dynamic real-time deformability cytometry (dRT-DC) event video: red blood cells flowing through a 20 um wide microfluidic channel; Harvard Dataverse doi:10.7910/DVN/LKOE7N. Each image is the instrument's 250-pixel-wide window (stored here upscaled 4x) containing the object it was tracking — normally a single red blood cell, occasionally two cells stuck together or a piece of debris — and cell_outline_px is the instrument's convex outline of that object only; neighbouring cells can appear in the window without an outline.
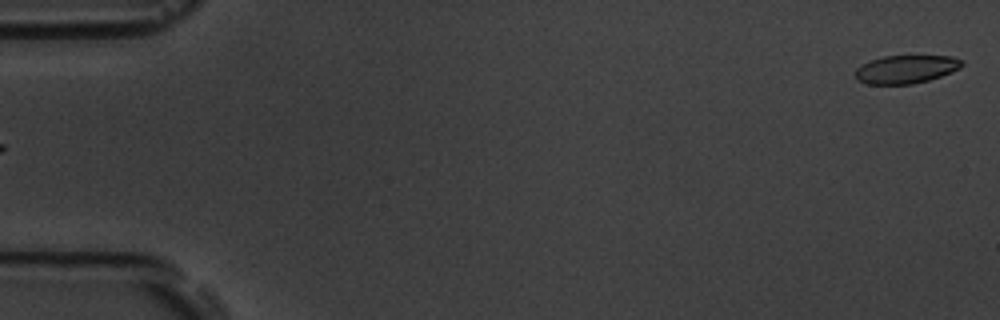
{"species": "common noctule bat (a hibernating species)", "species_latin": "Nyctalus noctula", "temperature_condition": "room temperature", "stored_images_in_passage": 5, "camera_frame_rate_fps": 3000, "um_per_image_px": 0.085, "animal": {"sex": "male", "body_mass_g": 19.5, "forearm_length_mm": 54.6}, "frame": {"image": 1, "passage_image": 5, "time_ms": 1.333, "image_size_px": [1000, 320], "cell_outline_px": [[964, 64], [960, 68], [952, 72], [928, 80], [912, 84], [868, 84], [856, 80], [856, 68], [860, 64], [868, 60], [884, 56], [952, 56], [964, 60]], "centroid_in_image_um": [77.0, 5.88], "position_along_channel_um": 8.0, "area_um2": 17.69}}